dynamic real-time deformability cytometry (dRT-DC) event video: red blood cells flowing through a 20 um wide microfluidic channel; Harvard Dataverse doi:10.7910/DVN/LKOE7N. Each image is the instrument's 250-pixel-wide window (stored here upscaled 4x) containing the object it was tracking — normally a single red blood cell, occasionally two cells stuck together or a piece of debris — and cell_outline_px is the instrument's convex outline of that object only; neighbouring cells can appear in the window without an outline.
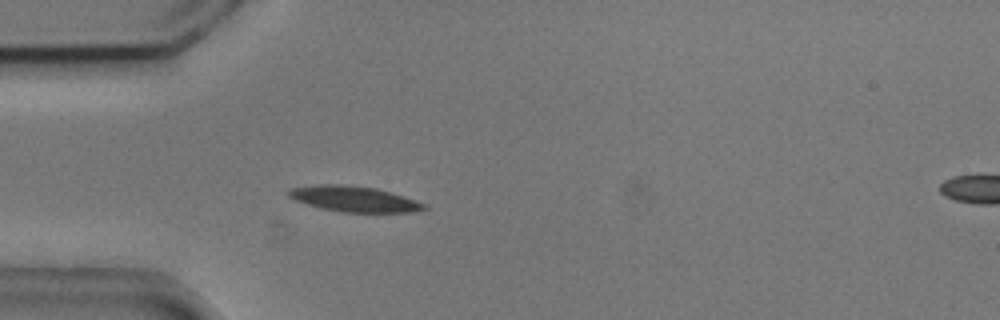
{"species": "common noctule bat (a hibernating species)", "species_latin": "Nyctalus noctula", "temperature_condition": "cold", "stored_images_in_passage": 4, "segment_of_instrument_passage": [1, 2], "camera_frame_rate_fps": 3000, "um_per_image_px": 0.085, "animal": {"sex": "male", "body_mass_g": 20.5, "forearm_length_mm": 52.5}, "frame": {"image": 1, "passage_image": 3, "time_ms": 0.667, "image_size_px": [1000, 320], "cell_outline_px": [[428, 208], [412, 212], [340, 212], [320, 208], [296, 200], [288, 196], [288, 188], [320, 184], [340, 184], [376, 188], [404, 196], [424, 204]], "centroid_in_image_um": [30.07, 16.91], "position_along_channel_um": 54.9, "area_um2": 20.06}}